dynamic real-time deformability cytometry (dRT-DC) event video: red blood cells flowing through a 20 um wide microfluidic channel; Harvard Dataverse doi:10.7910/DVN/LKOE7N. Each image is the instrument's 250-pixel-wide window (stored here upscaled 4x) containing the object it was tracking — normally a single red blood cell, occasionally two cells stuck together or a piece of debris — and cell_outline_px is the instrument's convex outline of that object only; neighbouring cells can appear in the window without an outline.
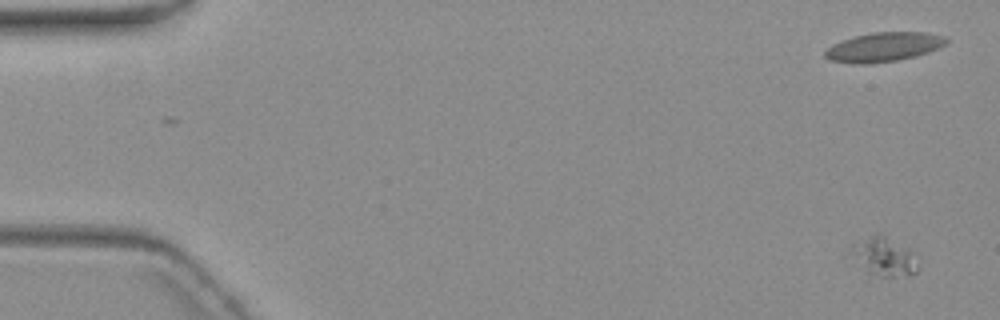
{"species": "common noctule bat (a hibernating species)", "species_latin": "Nyctalus noctula", "temperature_condition": "warm", "stored_images_in_passage": 5, "camera_frame_rate_fps": 3000, "um_per_image_px": 0.085, "animal": {"sex": "female", "body_mass_g": 19.3, "forearm_length_mm": 54.1}, "frame": {"image": 1, "passage_image": 1, "time_ms": 0.0, "image_size_px": [1000, 320], "cell_outline_px": [[920, 268], [916, 272], [908, 276], [868, 280], [844, 256], [852, 244], [876, 232], [880, 232], [912, 248]], "centroid_in_image_um": [75.0, 21.89], "position_along_channel_um": 10.0, "area_um2": 17.63}}